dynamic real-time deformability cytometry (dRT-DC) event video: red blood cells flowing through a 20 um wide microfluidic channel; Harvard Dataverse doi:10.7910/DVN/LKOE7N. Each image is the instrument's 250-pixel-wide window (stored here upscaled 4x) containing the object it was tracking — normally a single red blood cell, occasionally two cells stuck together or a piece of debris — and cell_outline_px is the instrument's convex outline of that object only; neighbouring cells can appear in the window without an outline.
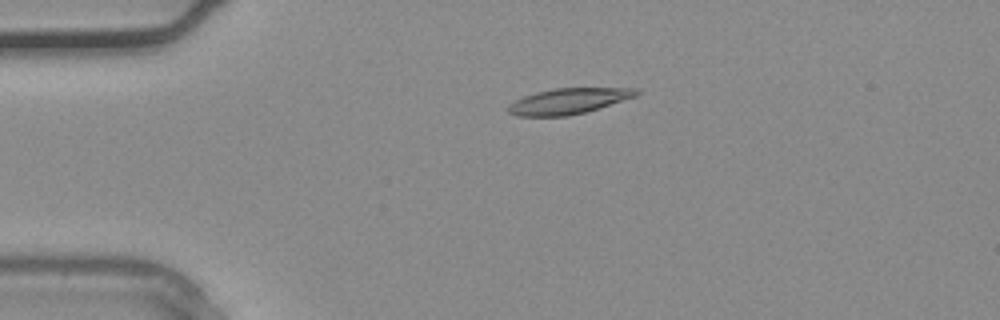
{"species": "common noctule bat (a hibernating species)", "species_latin": "Nyctalus noctula", "temperature_condition": "warm", "stored_images_in_passage": 3, "camera_frame_rate_fps": 3000, "um_per_image_px": 0.085, "animal": {"sex": "male", "body_mass_g": 20.4}, "frame": {"image": 1, "passage_image": 2, "time_ms": 0.333, "image_size_px": [1000, 320], "cell_outline_px": [[640, 92], [636, 96], [584, 112], [568, 116], [516, 116], [508, 112], [508, 104], [524, 96], [536, 92], [556, 88], [636, 88]], "centroid_in_image_um": [48.29, 8.59], "position_along_channel_um": 36.7, "area_um2": 18.96}}
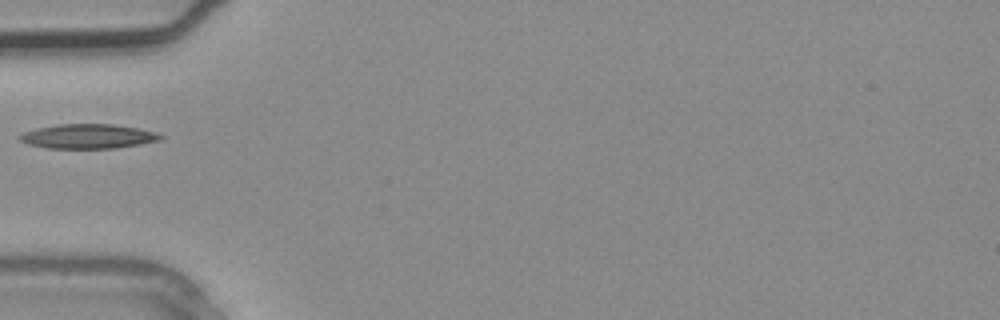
{"frame": {"image": 2, "passage_image": 3, "time_ms": 0.667, "image_size_px": [1000, 320], "cell_outline_px": [[164, 136], [160, 140], [140, 144], [112, 148], [48, 148], [28, 144], [20, 140], [16, 136], [24, 132], [36, 128], [60, 124], [112, 124], [136, 128], [156, 132]], "centroid_in_image_um": [7.46, 11.58], "position_along_channel_um": 77.5, "area_um2": 19.94}}